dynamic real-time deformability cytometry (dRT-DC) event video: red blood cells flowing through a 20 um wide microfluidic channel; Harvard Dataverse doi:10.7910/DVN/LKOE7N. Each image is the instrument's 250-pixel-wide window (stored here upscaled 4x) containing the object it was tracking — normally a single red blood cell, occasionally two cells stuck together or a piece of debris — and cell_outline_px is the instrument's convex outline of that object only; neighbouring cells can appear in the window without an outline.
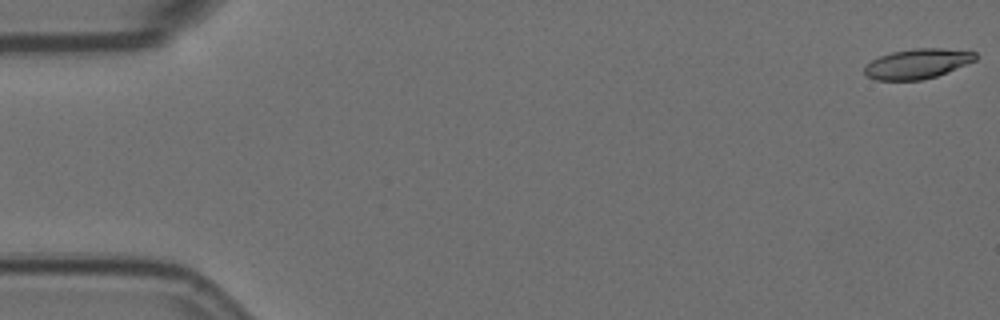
{"species": "Egyptian fruit bat (a non-hibernating species)", "species_latin": "Rousettus aegyptiacus", "temperature_condition": "room temperature", "stored_images_in_passage": 22, "camera_frame_rate_fps": 3000, "um_per_image_px": 0.085, "animal": {"sex": "female"}, "frame": {"image": 1, "passage_image": 1, "time_ms": 0.0, "image_size_px": [1000, 320], "cell_outline_px": [[976, 60], [936, 76], [920, 80], [876, 80], [868, 76], [864, 72], [864, 68], [872, 60], [880, 56], [892, 52], [916, 48], [940, 48], [976, 52]], "centroid_in_image_um": [77.97, 5.41], "position_along_channel_um": 7.0, "area_um2": 19.02}}
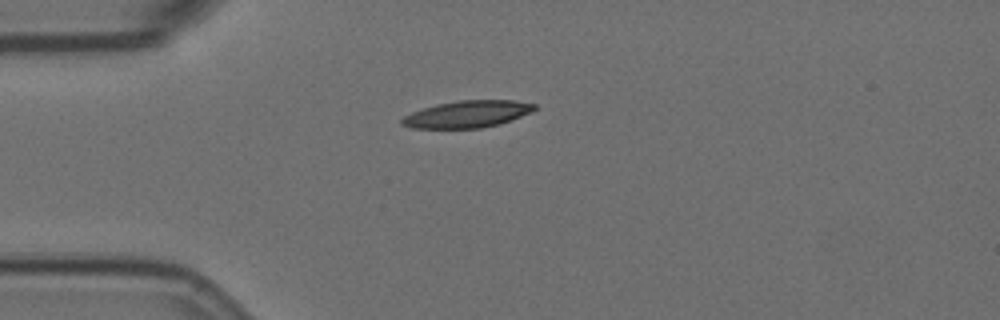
{"frame": {"image": 2, "passage_image": 15, "time_ms": 4.667, "image_size_px": [1000, 320], "cell_outline_px": [[536, 108], [532, 112], [512, 120], [500, 124], [480, 128], [412, 128], [400, 124], [400, 120], [404, 116], [412, 112], [436, 104], [460, 100], [516, 100], [536, 104]], "centroid_in_image_um": [39.74, 9.7], "position_along_channel_um": 45.3, "area_um2": 20.92}}
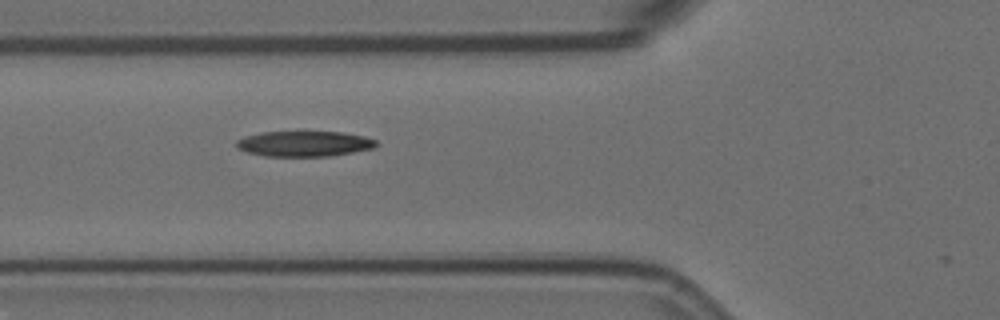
{"frame": {"image": 3, "passage_image": 21, "time_ms": 6.667, "image_size_px": [1000, 320], "cell_outline_px": [[376, 144], [372, 148], [352, 152], [328, 156], [264, 156], [248, 152], [236, 148], [236, 140], [244, 136], [260, 132], [296, 128], [300, 128], [344, 132], [364, 136], [376, 140]], "centroid_in_image_um": [25.79, 12.15], "position_along_channel_um": 100.0, "area_um2": 21.91}}